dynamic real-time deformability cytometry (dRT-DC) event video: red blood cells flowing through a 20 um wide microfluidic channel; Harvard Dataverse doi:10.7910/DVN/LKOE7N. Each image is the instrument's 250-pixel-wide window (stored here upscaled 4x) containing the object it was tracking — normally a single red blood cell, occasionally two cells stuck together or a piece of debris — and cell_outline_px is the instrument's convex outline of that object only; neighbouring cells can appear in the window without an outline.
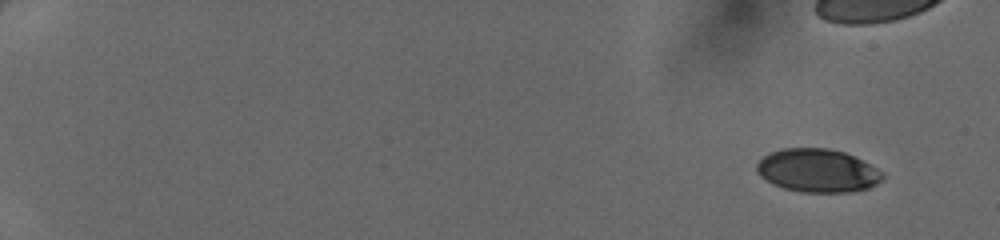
{"species": "human", "species_latin": "Homo sapiens", "temperature_condition": "cold", "stored_images_in_passage": 41, "camera_frame_rate_fps": 3000, "um_per_image_px": 0.085, "donor": {"sex": "female"}, "frame": {"image": 1, "passage_image": 1, "time_ms": 0.0, "image_size_px": [1000, 240], "cell_outline_px": [[884, 180], [868, 188], [852, 192], [804, 192], [784, 188], [772, 184], [760, 176], [756, 172], [756, 164], [768, 152], [784, 148], [828, 148], [844, 152], [884, 172]], "centroid_in_image_um": [69.48, 14.5], "position_along_channel_um": 15.5, "area_um2": 31.79}}
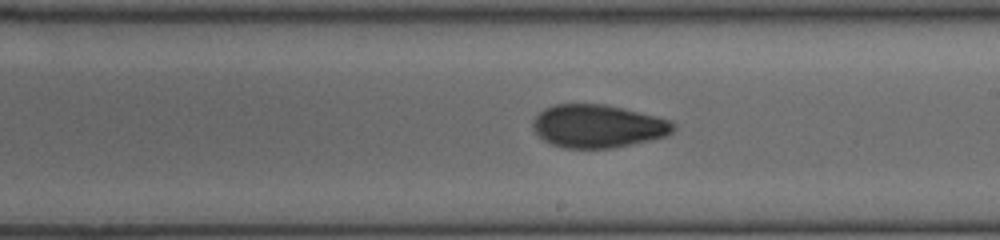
{"frame": {"image": 2, "passage_image": 29, "time_ms": 9.333, "image_size_px": [1000, 240], "cell_outline_px": [[676, 128], [672, 132], [664, 136], [612, 148], [564, 148], [552, 144], [544, 140], [532, 128], [532, 120], [544, 108], [556, 104], [604, 104], [624, 108], [672, 120], [676, 124]], "centroid_in_image_um": [50.81, 10.71], "position_along_channel_um": 238.2, "area_um2": 35.14}}
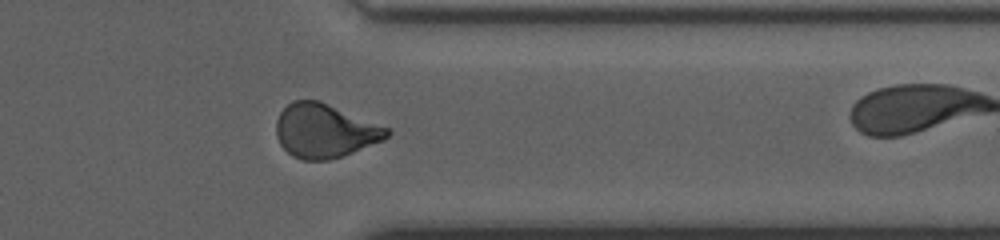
{"frame": {"image": 3, "passage_image": 39, "time_ms": 12.667, "image_size_px": [1000, 240], "cell_outline_px": [[392, 132], [384, 140], [352, 152], [328, 160], [300, 160], [292, 156], [280, 144], [276, 136], [276, 120], [280, 112], [292, 100], [320, 100], [392, 128]], "centroid_in_image_um": [27.63, 11.1], "position_along_channel_um": 383.8, "area_um2": 35.14}}